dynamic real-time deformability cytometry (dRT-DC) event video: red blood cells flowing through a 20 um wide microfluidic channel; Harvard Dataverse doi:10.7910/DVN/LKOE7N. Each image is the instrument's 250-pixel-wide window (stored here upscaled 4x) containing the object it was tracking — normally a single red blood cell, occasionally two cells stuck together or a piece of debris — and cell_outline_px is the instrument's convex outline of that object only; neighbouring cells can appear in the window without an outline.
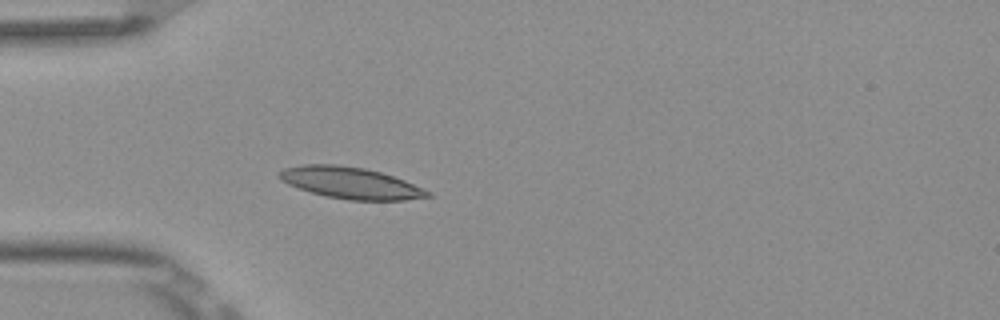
{"species": "Egyptian fruit bat (a non-hibernating species)", "species_latin": "Rousettus aegyptiacus", "temperature_condition": "room temperature", "stored_images_in_passage": 3, "camera_frame_rate_fps": 3000, "um_per_image_px": 0.085, "frame": {"image": 1, "passage_image": 3, "time_ms": 0.667, "image_size_px": [1000, 320], "cell_outline_px": [[432, 196], [404, 200], [348, 200], [324, 196], [288, 184], [280, 180], [276, 176], [284, 168], [304, 164], [336, 164], [364, 168], [380, 172], [404, 180], [432, 192]], "centroid_in_image_um": [29.78, 15.55], "position_along_channel_um": 55.2, "area_um2": 27.17}}